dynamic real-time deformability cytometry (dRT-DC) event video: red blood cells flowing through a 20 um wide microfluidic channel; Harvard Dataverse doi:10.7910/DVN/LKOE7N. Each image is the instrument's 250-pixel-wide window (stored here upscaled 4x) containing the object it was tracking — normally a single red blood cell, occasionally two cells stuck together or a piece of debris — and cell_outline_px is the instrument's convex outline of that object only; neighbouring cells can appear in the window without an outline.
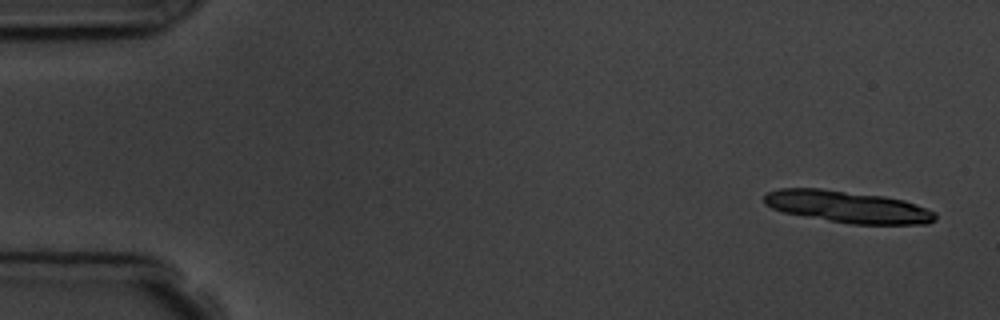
{"species": "common noctule bat (a hibernating species)", "species_latin": "Nyctalus noctula", "temperature_condition": "room temperature", "stored_images_in_passage": 5, "camera_frame_rate_fps": 3000, "um_per_image_px": 0.085, "animal": {"sex": "male", "body_mass_g": 19.5, "forearm_length_mm": 54.6}, "frame": {"image": 1, "passage_image": 1, "time_ms": 0.0, "image_size_px": [1000, 320], "cell_outline_px": [[936, 220], [928, 224], [852, 224], [828, 220], [784, 212], [772, 208], [764, 204], [764, 196], [768, 192], [780, 188], [820, 188], [884, 196], [904, 200], [916, 204], [936, 212]], "centroid_in_image_um": [72.08, 17.57], "position_along_channel_um": 12.9, "area_um2": 31.73}}